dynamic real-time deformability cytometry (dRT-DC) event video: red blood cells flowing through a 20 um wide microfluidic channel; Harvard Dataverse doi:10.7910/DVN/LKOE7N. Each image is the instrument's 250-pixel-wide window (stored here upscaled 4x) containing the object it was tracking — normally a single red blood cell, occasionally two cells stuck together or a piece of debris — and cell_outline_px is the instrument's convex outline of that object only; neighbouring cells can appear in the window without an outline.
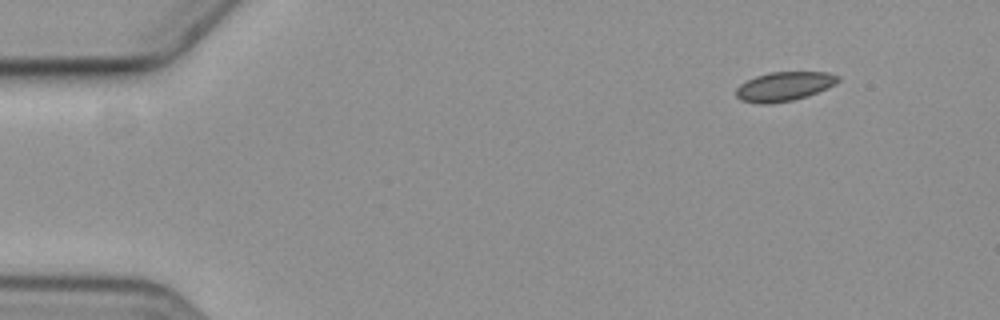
{"species": "common noctule bat (a hibernating species)", "species_latin": "Nyctalus noctula", "temperature_condition": "cold", "stored_images_in_passage": 4, "camera_frame_rate_fps": 3000, "um_per_image_px": 0.085, "animal": {"sex": "female", "body_mass_g": 19.3, "forearm_length_mm": 54.1}, "frame": {"image": 1, "passage_image": 1, "time_ms": 0.0, "image_size_px": [1000, 320], "cell_outline_px": [[840, 80], [836, 84], [828, 88], [808, 96], [792, 100], [772, 104], [760, 104], [740, 100], [736, 96], [736, 88], [740, 84], [756, 76], [768, 72], [828, 72], [840, 76]], "centroid_in_image_um": [66.67, 7.35], "position_along_channel_um": 18.3, "area_um2": 17.51}}
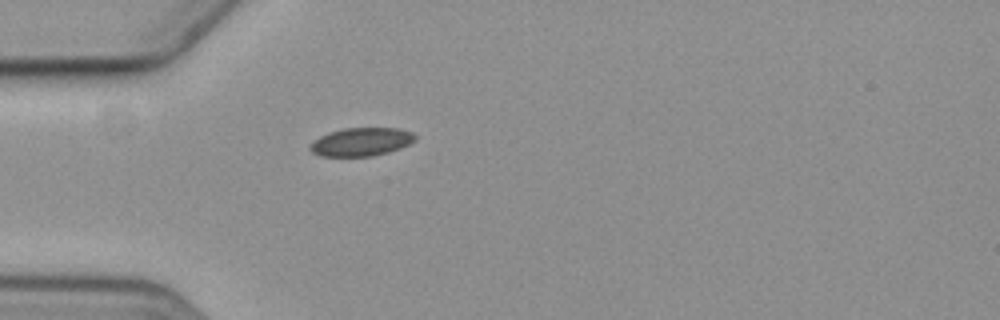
{"frame": {"image": 2, "passage_image": 4, "time_ms": 3.667, "image_size_px": [1000, 320], "cell_outline_px": [[416, 140], [400, 148], [388, 152], [372, 156], [320, 156], [312, 152], [308, 148], [308, 144], [320, 136], [328, 132], [344, 128], [400, 128], [412, 132], [416, 136]], "centroid_in_image_um": [30.68, 12.05], "position_along_channel_um": 54.3, "area_um2": 17.46}}